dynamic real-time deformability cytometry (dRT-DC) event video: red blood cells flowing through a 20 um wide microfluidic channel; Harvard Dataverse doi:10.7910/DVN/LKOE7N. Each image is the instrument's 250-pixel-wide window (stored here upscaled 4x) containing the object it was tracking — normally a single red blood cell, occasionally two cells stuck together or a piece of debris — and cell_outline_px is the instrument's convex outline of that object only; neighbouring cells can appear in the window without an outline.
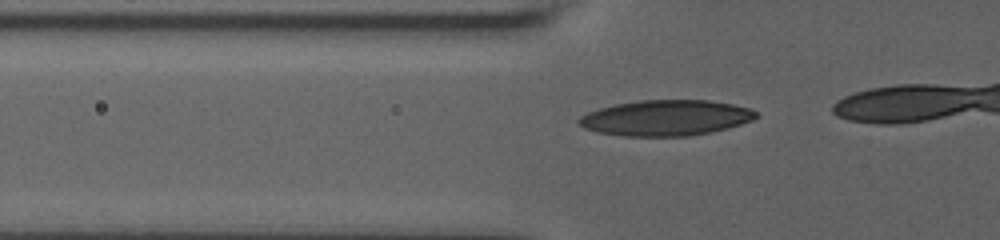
{"species": "human", "species_latin": "Homo sapiens", "temperature_condition": "room temperature", "stored_images_in_passage": 24, "camera_frame_rate_fps": 3000, "um_per_image_px": 0.085, "donor": {"sex": "male"}, "frame": {"image": 1, "passage_image": 14, "time_ms": 4.333, "image_size_px": [1000, 240], "cell_outline_px": [[760, 116], [752, 120], [728, 128], [688, 136], [624, 136], [596, 132], [584, 128], [576, 120], [580, 116], [588, 112], [600, 108], [616, 104], [640, 100], [708, 100], [732, 104], [752, 108]], "centroid_in_image_um": [56.6, 10.01], "position_along_channel_um": 69.2, "area_um2": 36.82}}
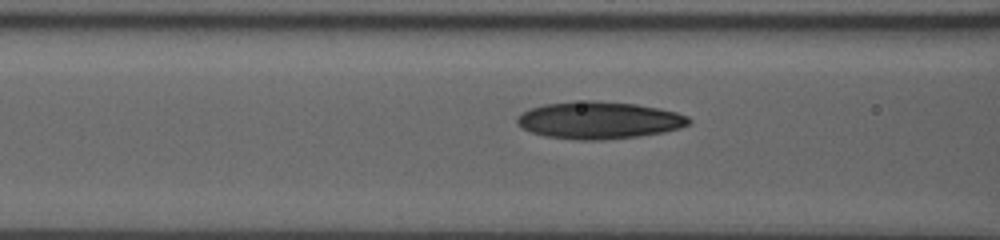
{"frame": {"image": 2, "passage_image": 18, "time_ms": 5.667, "image_size_px": [1000, 240], "cell_outline_px": [[692, 120], [688, 124], [680, 128], [664, 132], [640, 136], [600, 140], [576, 140], [544, 136], [532, 132], [516, 124], [516, 120], [520, 112], [544, 104], [588, 100], [596, 100], [636, 104], [660, 108], [676, 112], [688, 116]], "centroid_in_image_um": [50.92, 10.22], "position_along_channel_um": 115.7, "area_um2": 37.4}}
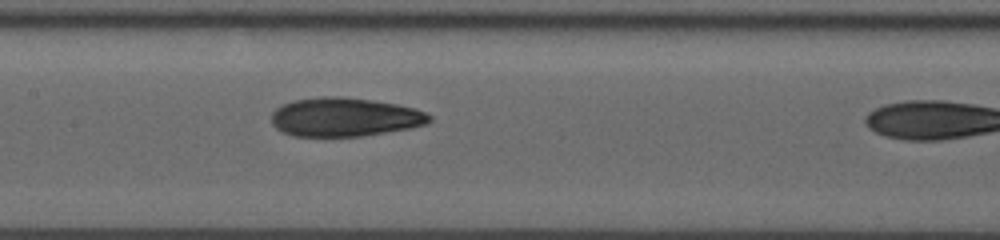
{"frame": {"image": 3, "passage_image": 23, "time_ms": 7.333, "image_size_px": [1000, 240], "cell_outline_px": [[432, 120], [428, 124], [408, 128], [360, 136], [292, 136], [276, 128], [272, 124], [272, 112], [276, 108], [292, 100], [320, 96], [344, 96], [372, 100], [396, 104], [416, 108], [432, 116]], "centroid_in_image_um": [29.29, 9.94], "position_along_channel_um": 178.1, "area_um2": 35.78}}